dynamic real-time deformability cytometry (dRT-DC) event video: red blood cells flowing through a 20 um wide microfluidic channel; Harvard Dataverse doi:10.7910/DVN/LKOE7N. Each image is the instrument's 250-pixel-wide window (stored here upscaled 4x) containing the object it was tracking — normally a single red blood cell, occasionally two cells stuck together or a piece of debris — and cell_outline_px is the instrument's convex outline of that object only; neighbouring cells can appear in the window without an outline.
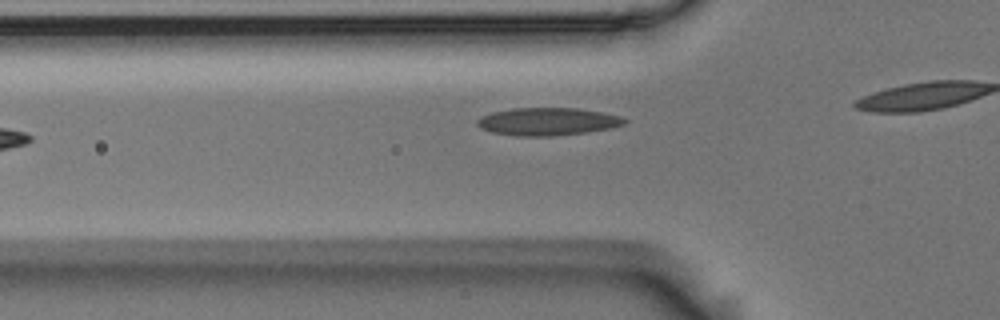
{"species": "Egyptian fruit bat (a non-hibernating species)", "species_latin": "Rousettus aegyptiacus", "temperature_condition": "room temperature", "stored_images_in_passage": 11, "camera_frame_rate_fps": 3000, "um_per_image_px": 0.085, "animal": {"sex": "male"}, "frame": {"image": 1, "passage_image": 5, "time_ms": 1.333, "image_size_px": [1000, 320], "cell_outline_px": [[628, 120], [624, 124], [608, 128], [588, 132], [552, 136], [516, 136], [492, 132], [476, 124], [476, 120], [480, 116], [492, 112], [512, 108], [576, 108], [600, 112], [620, 116]], "centroid_in_image_um": [46.52, 10.33], "position_along_channel_um": 79.3, "area_um2": 23.64}}
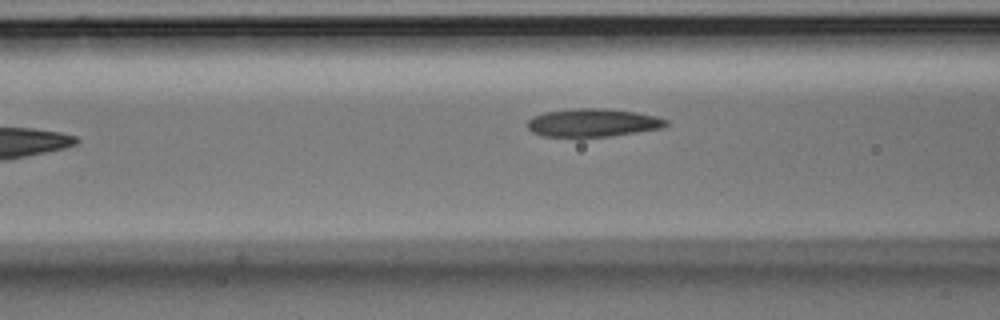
{"frame": {"image": 2, "passage_image": 8, "time_ms": 2.333, "image_size_px": [1000, 320], "cell_outline_px": [[668, 124], [660, 128], [636, 132], [608, 136], [544, 136], [532, 132], [528, 128], [528, 120], [532, 116], [544, 112], [580, 108], [608, 108], [636, 112], [656, 116], [668, 120]], "centroid_in_image_um": [50.39, 10.41], "position_along_channel_um": 116.2, "area_um2": 22.48}}